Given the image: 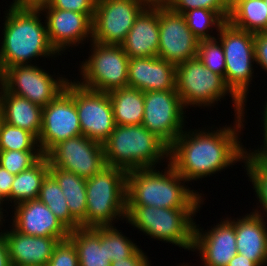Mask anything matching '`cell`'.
Returning a JSON list of instances; mask_svg holds the SVG:
<instances>
[{
  "label": "cell",
  "mask_w": 267,
  "mask_h": 266,
  "mask_svg": "<svg viewBox=\"0 0 267 266\" xmlns=\"http://www.w3.org/2000/svg\"><path fill=\"white\" fill-rule=\"evenodd\" d=\"M244 116H236L233 127L225 125L216 131L184 130L169 146V164L191 182L210 177L238 161L243 162L246 148L240 143L238 133L244 127Z\"/></svg>",
  "instance_id": "6da1fadb"
},
{
  "label": "cell",
  "mask_w": 267,
  "mask_h": 266,
  "mask_svg": "<svg viewBox=\"0 0 267 266\" xmlns=\"http://www.w3.org/2000/svg\"><path fill=\"white\" fill-rule=\"evenodd\" d=\"M9 7L3 23L0 74L9 67L31 65L32 58L58 54L50 44L46 23L39 18L44 14L40 9Z\"/></svg>",
  "instance_id": "7a4b0ae2"
},
{
  "label": "cell",
  "mask_w": 267,
  "mask_h": 266,
  "mask_svg": "<svg viewBox=\"0 0 267 266\" xmlns=\"http://www.w3.org/2000/svg\"><path fill=\"white\" fill-rule=\"evenodd\" d=\"M162 172L154 168L127 172V206L201 208L202 194L187 188V181L169 163Z\"/></svg>",
  "instance_id": "3957f363"
},
{
  "label": "cell",
  "mask_w": 267,
  "mask_h": 266,
  "mask_svg": "<svg viewBox=\"0 0 267 266\" xmlns=\"http://www.w3.org/2000/svg\"><path fill=\"white\" fill-rule=\"evenodd\" d=\"M103 147L106 165L126 172L155 168L161 159L168 160L169 147L143 125H115Z\"/></svg>",
  "instance_id": "277c9868"
},
{
  "label": "cell",
  "mask_w": 267,
  "mask_h": 266,
  "mask_svg": "<svg viewBox=\"0 0 267 266\" xmlns=\"http://www.w3.org/2000/svg\"><path fill=\"white\" fill-rule=\"evenodd\" d=\"M86 202L85 228L112 226L113 220L126 219L127 172L106 165L86 179Z\"/></svg>",
  "instance_id": "5b68a950"
},
{
  "label": "cell",
  "mask_w": 267,
  "mask_h": 266,
  "mask_svg": "<svg viewBox=\"0 0 267 266\" xmlns=\"http://www.w3.org/2000/svg\"><path fill=\"white\" fill-rule=\"evenodd\" d=\"M199 209L127 206L125 220L151 238L192 250L193 216Z\"/></svg>",
  "instance_id": "8992f818"
},
{
  "label": "cell",
  "mask_w": 267,
  "mask_h": 266,
  "mask_svg": "<svg viewBox=\"0 0 267 266\" xmlns=\"http://www.w3.org/2000/svg\"><path fill=\"white\" fill-rule=\"evenodd\" d=\"M176 91L184 108L212 106L230 94L236 116L244 115L245 106L227 87L224 78L207 69L198 57L176 65Z\"/></svg>",
  "instance_id": "52a82bcc"
},
{
  "label": "cell",
  "mask_w": 267,
  "mask_h": 266,
  "mask_svg": "<svg viewBox=\"0 0 267 266\" xmlns=\"http://www.w3.org/2000/svg\"><path fill=\"white\" fill-rule=\"evenodd\" d=\"M218 32L226 63L224 81L245 105L249 93L248 87L254 73L252 64L255 61L254 33L238 29L228 21Z\"/></svg>",
  "instance_id": "ba28073f"
},
{
  "label": "cell",
  "mask_w": 267,
  "mask_h": 266,
  "mask_svg": "<svg viewBox=\"0 0 267 266\" xmlns=\"http://www.w3.org/2000/svg\"><path fill=\"white\" fill-rule=\"evenodd\" d=\"M91 55L82 61L81 81L83 88L99 92L128 87L129 57L121 45L91 42Z\"/></svg>",
  "instance_id": "9c48e42d"
},
{
  "label": "cell",
  "mask_w": 267,
  "mask_h": 266,
  "mask_svg": "<svg viewBox=\"0 0 267 266\" xmlns=\"http://www.w3.org/2000/svg\"><path fill=\"white\" fill-rule=\"evenodd\" d=\"M68 82L64 77L54 79L33 64L9 67L0 74V85L7 92L27 98L42 108L54 100Z\"/></svg>",
  "instance_id": "30bf717a"
},
{
  "label": "cell",
  "mask_w": 267,
  "mask_h": 266,
  "mask_svg": "<svg viewBox=\"0 0 267 266\" xmlns=\"http://www.w3.org/2000/svg\"><path fill=\"white\" fill-rule=\"evenodd\" d=\"M148 0H97L92 20V41L121 45Z\"/></svg>",
  "instance_id": "8fae6325"
},
{
  "label": "cell",
  "mask_w": 267,
  "mask_h": 266,
  "mask_svg": "<svg viewBox=\"0 0 267 266\" xmlns=\"http://www.w3.org/2000/svg\"><path fill=\"white\" fill-rule=\"evenodd\" d=\"M184 109L176 90L144 92L142 125L169 147L184 131Z\"/></svg>",
  "instance_id": "7c38bea8"
},
{
  "label": "cell",
  "mask_w": 267,
  "mask_h": 266,
  "mask_svg": "<svg viewBox=\"0 0 267 266\" xmlns=\"http://www.w3.org/2000/svg\"><path fill=\"white\" fill-rule=\"evenodd\" d=\"M82 135L76 104L73 99V82L48 105L42 108V128L38 145L46 155L60 141Z\"/></svg>",
  "instance_id": "4fadbf2b"
},
{
  "label": "cell",
  "mask_w": 267,
  "mask_h": 266,
  "mask_svg": "<svg viewBox=\"0 0 267 266\" xmlns=\"http://www.w3.org/2000/svg\"><path fill=\"white\" fill-rule=\"evenodd\" d=\"M46 156L53 167L84 179L91 178L106 166L103 144L84 135L60 141Z\"/></svg>",
  "instance_id": "5bb4252c"
},
{
  "label": "cell",
  "mask_w": 267,
  "mask_h": 266,
  "mask_svg": "<svg viewBox=\"0 0 267 266\" xmlns=\"http://www.w3.org/2000/svg\"><path fill=\"white\" fill-rule=\"evenodd\" d=\"M73 99L82 135L103 144L115 128L108 92L83 88L73 80Z\"/></svg>",
  "instance_id": "9a60e30c"
},
{
  "label": "cell",
  "mask_w": 267,
  "mask_h": 266,
  "mask_svg": "<svg viewBox=\"0 0 267 266\" xmlns=\"http://www.w3.org/2000/svg\"><path fill=\"white\" fill-rule=\"evenodd\" d=\"M199 39L188 28L182 14L159 4V48L157 57L175 65L197 57Z\"/></svg>",
  "instance_id": "2e32d148"
},
{
  "label": "cell",
  "mask_w": 267,
  "mask_h": 266,
  "mask_svg": "<svg viewBox=\"0 0 267 266\" xmlns=\"http://www.w3.org/2000/svg\"><path fill=\"white\" fill-rule=\"evenodd\" d=\"M40 11L46 12L48 38L58 55L67 47L82 44L86 38L92 41V19L87 14L57 8H40Z\"/></svg>",
  "instance_id": "e0dca14e"
},
{
  "label": "cell",
  "mask_w": 267,
  "mask_h": 266,
  "mask_svg": "<svg viewBox=\"0 0 267 266\" xmlns=\"http://www.w3.org/2000/svg\"><path fill=\"white\" fill-rule=\"evenodd\" d=\"M222 220L206 232L194 225L191 251H199L204 266H227L237 254L235 225L230 218Z\"/></svg>",
  "instance_id": "ac0fdd59"
},
{
  "label": "cell",
  "mask_w": 267,
  "mask_h": 266,
  "mask_svg": "<svg viewBox=\"0 0 267 266\" xmlns=\"http://www.w3.org/2000/svg\"><path fill=\"white\" fill-rule=\"evenodd\" d=\"M16 205V206H15ZM15 207L12 227L19 233L39 237L68 239L69 230L39 199L13 204Z\"/></svg>",
  "instance_id": "d6986e66"
},
{
  "label": "cell",
  "mask_w": 267,
  "mask_h": 266,
  "mask_svg": "<svg viewBox=\"0 0 267 266\" xmlns=\"http://www.w3.org/2000/svg\"><path fill=\"white\" fill-rule=\"evenodd\" d=\"M176 65L155 57H134L128 63V87L140 91L176 90Z\"/></svg>",
  "instance_id": "ffe728a7"
},
{
  "label": "cell",
  "mask_w": 267,
  "mask_h": 266,
  "mask_svg": "<svg viewBox=\"0 0 267 266\" xmlns=\"http://www.w3.org/2000/svg\"><path fill=\"white\" fill-rule=\"evenodd\" d=\"M121 47L129 58L158 55L159 4L149 3L140 12Z\"/></svg>",
  "instance_id": "44dd1931"
},
{
  "label": "cell",
  "mask_w": 267,
  "mask_h": 266,
  "mask_svg": "<svg viewBox=\"0 0 267 266\" xmlns=\"http://www.w3.org/2000/svg\"><path fill=\"white\" fill-rule=\"evenodd\" d=\"M12 266H46L59 240L55 237L30 236L13 227L4 232Z\"/></svg>",
  "instance_id": "7402d4cb"
},
{
  "label": "cell",
  "mask_w": 267,
  "mask_h": 266,
  "mask_svg": "<svg viewBox=\"0 0 267 266\" xmlns=\"http://www.w3.org/2000/svg\"><path fill=\"white\" fill-rule=\"evenodd\" d=\"M235 225L237 253L249 258L257 266L267 264V226L264 217L250 212L231 220Z\"/></svg>",
  "instance_id": "603a6c76"
},
{
  "label": "cell",
  "mask_w": 267,
  "mask_h": 266,
  "mask_svg": "<svg viewBox=\"0 0 267 266\" xmlns=\"http://www.w3.org/2000/svg\"><path fill=\"white\" fill-rule=\"evenodd\" d=\"M2 121L32 133L37 139L42 128V107L24 97L7 92L0 85Z\"/></svg>",
  "instance_id": "cb8c5ba5"
},
{
  "label": "cell",
  "mask_w": 267,
  "mask_h": 266,
  "mask_svg": "<svg viewBox=\"0 0 267 266\" xmlns=\"http://www.w3.org/2000/svg\"><path fill=\"white\" fill-rule=\"evenodd\" d=\"M68 239L77 251L79 266H111L106 253V227H79L69 232Z\"/></svg>",
  "instance_id": "d4e9b609"
},
{
  "label": "cell",
  "mask_w": 267,
  "mask_h": 266,
  "mask_svg": "<svg viewBox=\"0 0 267 266\" xmlns=\"http://www.w3.org/2000/svg\"><path fill=\"white\" fill-rule=\"evenodd\" d=\"M115 125H142L144 92L125 87L108 92Z\"/></svg>",
  "instance_id": "484cf974"
},
{
  "label": "cell",
  "mask_w": 267,
  "mask_h": 266,
  "mask_svg": "<svg viewBox=\"0 0 267 266\" xmlns=\"http://www.w3.org/2000/svg\"><path fill=\"white\" fill-rule=\"evenodd\" d=\"M49 173L58 182L71 215L80 223V227L85 228L86 215V179L73 172L53 167L49 163Z\"/></svg>",
  "instance_id": "4316f807"
},
{
  "label": "cell",
  "mask_w": 267,
  "mask_h": 266,
  "mask_svg": "<svg viewBox=\"0 0 267 266\" xmlns=\"http://www.w3.org/2000/svg\"><path fill=\"white\" fill-rule=\"evenodd\" d=\"M227 21L251 33L267 32V5L264 0L231 1Z\"/></svg>",
  "instance_id": "83f0119b"
},
{
  "label": "cell",
  "mask_w": 267,
  "mask_h": 266,
  "mask_svg": "<svg viewBox=\"0 0 267 266\" xmlns=\"http://www.w3.org/2000/svg\"><path fill=\"white\" fill-rule=\"evenodd\" d=\"M49 173V160L43 155L30 168L15 175L10 191V202L15 204L38 199L43 179Z\"/></svg>",
  "instance_id": "f1b7e54d"
},
{
  "label": "cell",
  "mask_w": 267,
  "mask_h": 266,
  "mask_svg": "<svg viewBox=\"0 0 267 266\" xmlns=\"http://www.w3.org/2000/svg\"><path fill=\"white\" fill-rule=\"evenodd\" d=\"M38 199L52 211L69 231L80 227V223L69 211L65 195L58 182L50 173L42 181Z\"/></svg>",
  "instance_id": "f546056e"
},
{
  "label": "cell",
  "mask_w": 267,
  "mask_h": 266,
  "mask_svg": "<svg viewBox=\"0 0 267 266\" xmlns=\"http://www.w3.org/2000/svg\"><path fill=\"white\" fill-rule=\"evenodd\" d=\"M245 152L243 163H245L247 175L250 178V182L253 184L256 197L259 199V203L262 210L255 209L253 212L267 218V154H258L255 152ZM266 212V215L265 213ZM264 214V215H263Z\"/></svg>",
  "instance_id": "4dcf8cb0"
},
{
  "label": "cell",
  "mask_w": 267,
  "mask_h": 266,
  "mask_svg": "<svg viewBox=\"0 0 267 266\" xmlns=\"http://www.w3.org/2000/svg\"><path fill=\"white\" fill-rule=\"evenodd\" d=\"M182 15L185 18L188 28L199 41L215 38L208 33V30L214 26L219 31L221 26L226 22L217 11L204 8L191 9Z\"/></svg>",
  "instance_id": "1f68e13d"
},
{
  "label": "cell",
  "mask_w": 267,
  "mask_h": 266,
  "mask_svg": "<svg viewBox=\"0 0 267 266\" xmlns=\"http://www.w3.org/2000/svg\"><path fill=\"white\" fill-rule=\"evenodd\" d=\"M38 147V140L32 133L4 121L1 122L0 151H41Z\"/></svg>",
  "instance_id": "d6a6232c"
},
{
  "label": "cell",
  "mask_w": 267,
  "mask_h": 266,
  "mask_svg": "<svg viewBox=\"0 0 267 266\" xmlns=\"http://www.w3.org/2000/svg\"><path fill=\"white\" fill-rule=\"evenodd\" d=\"M197 57L207 69L225 77L224 50L217 38L200 40Z\"/></svg>",
  "instance_id": "836d02e7"
},
{
  "label": "cell",
  "mask_w": 267,
  "mask_h": 266,
  "mask_svg": "<svg viewBox=\"0 0 267 266\" xmlns=\"http://www.w3.org/2000/svg\"><path fill=\"white\" fill-rule=\"evenodd\" d=\"M140 247L114 226H106V253L110 261L131 257Z\"/></svg>",
  "instance_id": "e575fe53"
},
{
  "label": "cell",
  "mask_w": 267,
  "mask_h": 266,
  "mask_svg": "<svg viewBox=\"0 0 267 266\" xmlns=\"http://www.w3.org/2000/svg\"><path fill=\"white\" fill-rule=\"evenodd\" d=\"M43 154L41 151H0V165L14 175L30 168Z\"/></svg>",
  "instance_id": "d590c367"
},
{
  "label": "cell",
  "mask_w": 267,
  "mask_h": 266,
  "mask_svg": "<svg viewBox=\"0 0 267 266\" xmlns=\"http://www.w3.org/2000/svg\"><path fill=\"white\" fill-rule=\"evenodd\" d=\"M165 5L179 14L196 8L214 10L226 21L231 10V0H168Z\"/></svg>",
  "instance_id": "8d00e7d4"
},
{
  "label": "cell",
  "mask_w": 267,
  "mask_h": 266,
  "mask_svg": "<svg viewBox=\"0 0 267 266\" xmlns=\"http://www.w3.org/2000/svg\"><path fill=\"white\" fill-rule=\"evenodd\" d=\"M46 266H79L74 244L69 239L59 241Z\"/></svg>",
  "instance_id": "74e56055"
},
{
  "label": "cell",
  "mask_w": 267,
  "mask_h": 266,
  "mask_svg": "<svg viewBox=\"0 0 267 266\" xmlns=\"http://www.w3.org/2000/svg\"><path fill=\"white\" fill-rule=\"evenodd\" d=\"M97 0H51L41 8H57L87 14L92 20Z\"/></svg>",
  "instance_id": "f35d334b"
},
{
  "label": "cell",
  "mask_w": 267,
  "mask_h": 266,
  "mask_svg": "<svg viewBox=\"0 0 267 266\" xmlns=\"http://www.w3.org/2000/svg\"><path fill=\"white\" fill-rule=\"evenodd\" d=\"M255 62L267 72V32L254 34Z\"/></svg>",
  "instance_id": "ab89813d"
},
{
  "label": "cell",
  "mask_w": 267,
  "mask_h": 266,
  "mask_svg": "<svg viewBox=\"0 0 267 266\" xmlns=\"http://www.w3.org/2000/svg\"><path fill=\"white\" fill-rule=\"evenodd\" d=\"M15 175L9 173L4 167L0 165V203L10 201V191L14 181Z\"/></svg>",
  "instance_id": "60d3db41"
},
{
  "label": "cell",
  "mask_w": 267,
  "mask_h": 266,
  "mask_svg": "<svg viewBox=\"0 0 267 266\" xmlns=\"http://www.w3.org/2000/svg\"><path fill=\"white\" fill-rule=\"evenodd\" d=\"M145 253L138 249L131 257L114 260L111 266H151Z\"/></svg>",
  "instance_id": "b9f144b4"
},
{
  "label": "cell",
  "mask_w": 267,
  "mask_h": 266,
  "mask_svg": "<svg viewBox=\"0 0 267 266\" xmlns=\"http://www.w3.org/2000/svg\"><path fill=\"white\" fill-rule=\"evenodd\" d=\"M51 0H13L10 6L16 8H31L40 9L41 7L48 5Z\"/></svg>",
  "instance_id": "7bdbcfd3"
},
{
  "label": "cell",
  "mask_w": 267,
  "mask_h": 266,
  "mask_svg": "<svg viewBox=\"0 0 267 266\" xmlns=\"http://www.w3.org/2000/svg\"><path fill=\"white\" fill-rule=\"evenodd\" d=\"M0 266H12L8 243L3 232L0 234Z\"/></svg>",
  "instance_id": "ee69618b"
},
{
  "label": "cell",
  "mask_w": 267,
  "mask_h": 266,
  "mask_svg": "<svg viewBox=\"0 0 267 266\" xmlns=\"http://www.w3.org/2000/svg\"><path fill=\"white\" fill-rule=\"evenodd\" d=\"M264 108V113L263 114V126H264V133H263V136H264V139H263V143H264V146L262 148H258L257 150H254V151H251V152H255V153H258V154H267V102L265 104V107Z\"/></svg>",
  "instance_id": "f6af8a7d"
},
{
  "label": "cell",
  "mask_w": 267,
  "mask_h": 266,
  "mask_svg": "<svg viewBox=\"0 0 267 266\" xmlns=\"http://www.w3.org/2000/svg\"><path fill=\"white\" fill-rule=\"evenodd\" d=\"M227 266H257L249 258L244 257L242 254L237 253L230 261Z\"/></svg>",
  "instance_id": "bcb514c9"
},
{
  "label": "cell",
  "mask_w": 267,
  "mask_h": 266,
  "mask_svg": "<svg viewBox=\"0 0 267 266\" xmlns=\"http://www.w3.org/2000/svg\"><path fill=\"white\" fill-rule=\"evenodd\" d=\"M168 0H148L149 3L165 4Z\"/></svg>",
  "instance_id": "7dc6e473"
},
{
  "label": "cell",
  "mask_w": 267,
  "mask_h": 266,
  "mask_svg": "<svg viewBox=\"0 0 267 266\" xmlns=\"http://www.w3.org/2000/svg\"><path fill=\"white\" fill-rule=\"evenodd\" d=\"M1 206H2V205L0 204V226L3 225L1 219H3V216H4V215H3V211H2V210H3V207H1ZM2 232H4V231L1 230L0 234H1Z\"/></svg>",
  "instance_id": "c3c4849f"
},
{
  "label": "cell",
  "mask_w": 267,
  "mask_h": 266,
  "mask_svg": "<svg viewBox=\"0 0 267 266\" xmlns=\"http://www.w3.org/2000/svg\"><path fill=\"white\" fill-rule=\"evenodd\" d=\"M1 122H2V115H1V112H0V125H1Z\"/></svg>",
  "instance_id": "681fc988"
},
{
  "label": "cell",
  "mask_w": 267,
  "mask_h": 266,
  "mask_svg": "<svg viewBox=\"0 0 267 266\" xmlns=\"http://www.w3.org/2000/svg\"><path fill=\"white\" fill-rule=\"evenodd\" d=\"M231 1H248V0H231Z\"/></svg>",
  "instance_id": "f907efd6"
}]
</instances>
